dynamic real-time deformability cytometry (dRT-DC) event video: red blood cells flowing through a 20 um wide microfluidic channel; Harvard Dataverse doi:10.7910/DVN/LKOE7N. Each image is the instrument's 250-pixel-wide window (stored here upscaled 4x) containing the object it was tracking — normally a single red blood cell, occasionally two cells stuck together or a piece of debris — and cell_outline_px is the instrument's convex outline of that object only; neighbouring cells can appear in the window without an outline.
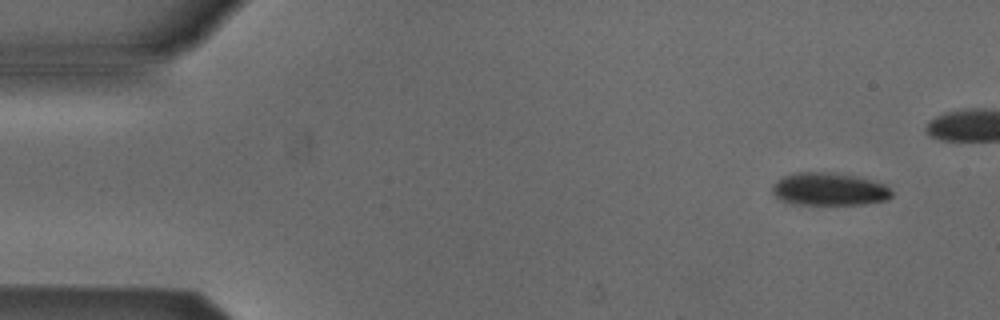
{"species": "Egyptian fruit bat (a non-hibernating species)", "species_latin": "Rousettus aegyptiacus", "temperature_condition": "cold", "stored_images_in_passage": 5, "camera_frame_rate_fps": 3000, "um_per_image_px": 0.085, "animal": {"sex": "male"}, "frame": {"image": 1, "passage_image": 1, "time_ms": 0.0, "image_size_px": [1000, 320], "cell_outline_px": [[892, 196], [888, 200], [864, 204], [800, 204], [780, 200], [772, 192], [772, 184], [776, 180], [784, 176], [796, 172], [836, 172], [860, 176], [884, 184], [892, 192]], "centroid_in_image_um": [70.49, 16.06], "position_along_channel_um": 14.5, "area_um2": 23.0}}